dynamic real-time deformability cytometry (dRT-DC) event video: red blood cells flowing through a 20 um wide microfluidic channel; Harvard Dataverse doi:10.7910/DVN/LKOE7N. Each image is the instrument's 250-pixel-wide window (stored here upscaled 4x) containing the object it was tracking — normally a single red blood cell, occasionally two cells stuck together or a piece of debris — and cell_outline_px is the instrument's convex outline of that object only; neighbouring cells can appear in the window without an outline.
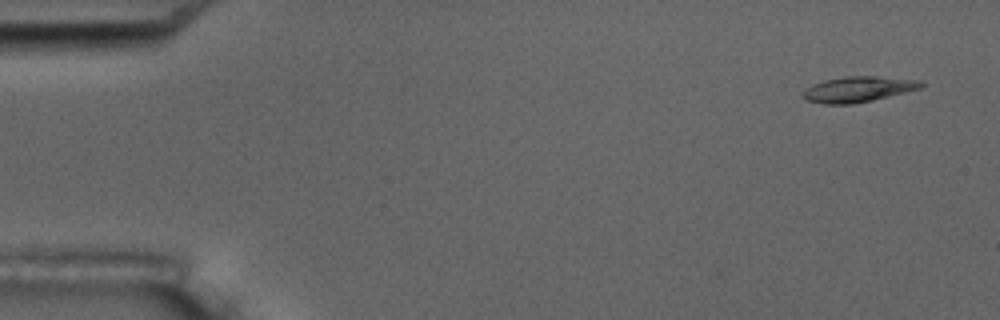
{"species": "common noctule bat (a hibernating species)", "species_latin": "Nyctalus noctula", "temperature_condition": "room temperature", "stored_images_in_passage": 6, "segment_of_instrument_passage": [2, 2], "camera_frame_rate_fps": 3000, "um_per_image_px": 0.085, "animal": {"sex": "male", "body_mass_g": 17.5, "forearm_length_mm": 52.3}, "frame": {"image": 1, "passage_image": 6, "time_ms": 6.667, "image_size_px": [1000, 320], "cell_outline_px": [[924, 84], [920, 88], [872, 100], [852, 104], [824, 104], [804, 100], [800, 96], [800, 92], [812, 84], [824, 80], [844, 76], [876, 76], [920, 80]], "centroid_in_image_um": [72.85, 7.58], "position_along_channel_um": 12.2, "area_um2": 17.69}}